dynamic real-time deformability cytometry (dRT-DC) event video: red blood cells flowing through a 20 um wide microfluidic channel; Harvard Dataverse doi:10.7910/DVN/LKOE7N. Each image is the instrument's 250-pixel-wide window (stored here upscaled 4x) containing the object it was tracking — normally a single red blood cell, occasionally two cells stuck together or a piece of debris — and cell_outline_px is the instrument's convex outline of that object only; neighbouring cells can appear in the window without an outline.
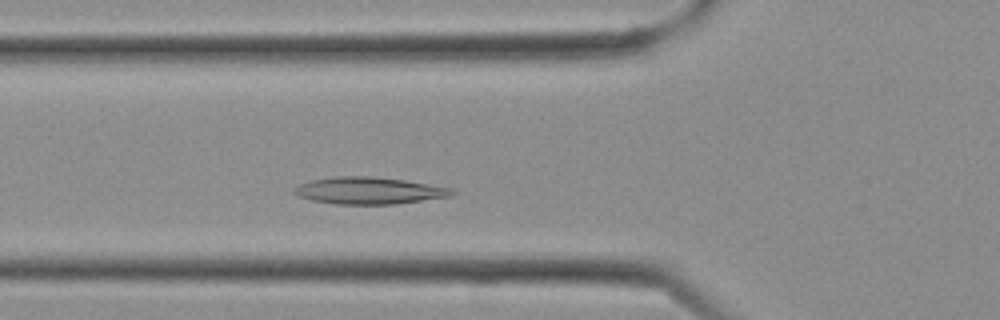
{"species": "Egyptian fruit bat (a non-hibernating species)", "species_latin": "Rousettus aegyptiacus", "temperature_condition": "cold", "stored_images_in_passage": 7, "camera_frame_rate_fps": 3000, "um_per_image_px": 0.085, "frame": {"image": 1, "passage_image": 5, "time_ms": 1.333, "image_size_px": [1000, 320], "cell_outline_px": [[456, 192], [452, 196], [396, 204], [332, 204], [312, 200], [300, 196], [292, 192], [300, 184], [312, 180], [336, 176], [372, 176], [404, 180], [452, 188]], "centroid_in_image_um": [31.39, 16.2], "position_along_channel_um": 94.4, "area_um2": 24.68}}
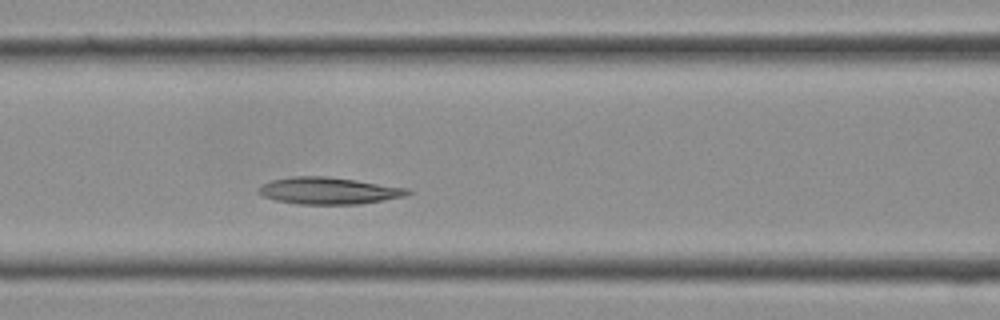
{"frame": {"image": 2, "passage_image": 7, "time_ms": 2.0, "image_size_px": [1000, 320], "cell_outline_px": [[412, 192], [404, 196], [384, 200], [360, 204], [296, 204], [276, 200], [264, 196], [256, 192], [260, 184], [272, 180], [288, 176], [328, 176], [356, 180], [408, 188]], "centroid_in_image_um": [27.89, 16.2], "position_along_channel_um": 138.7, "area_um2": 23.47}}